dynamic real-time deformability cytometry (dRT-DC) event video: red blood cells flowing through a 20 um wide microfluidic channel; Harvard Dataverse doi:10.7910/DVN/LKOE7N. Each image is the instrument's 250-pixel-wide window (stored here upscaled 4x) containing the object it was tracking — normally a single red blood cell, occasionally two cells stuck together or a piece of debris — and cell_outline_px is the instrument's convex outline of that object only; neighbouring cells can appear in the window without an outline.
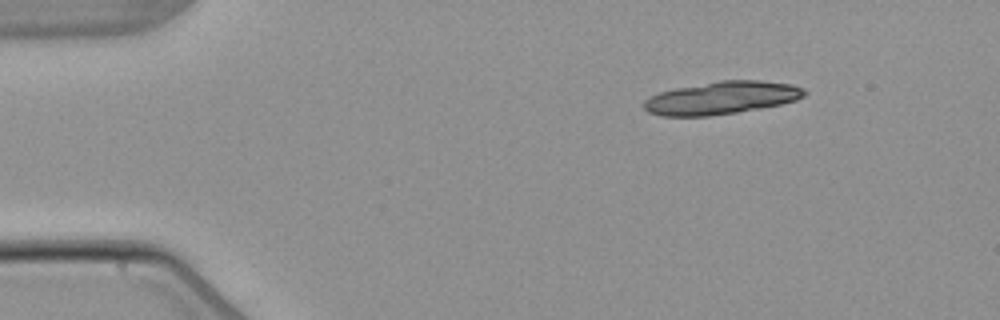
{"species": "common noctule bat (a hibernating species)", "species_latin": "Nyctalus noctula", "temperature_condition": "warm", "stored_images_in_passage": 8, "segment_of_instrument_passage": [1, 2], "camera_frame_rate_fps": 3000, "um_per_image_px": 0.085, "animal": {"sex": "male", "body_mass_g": 21.5, "forearm_length_mm": 52.0}, "frame": {"image": 1, "passage_image": 1, "time_ms": 0.0, "image_size_px": [1000, 320], "cell_outline_px": [[808, 92], [804, 96], [796, 100], [780, 104], [760, 108], [736, 112], [708, 116], [664, 116], [648, 112], [644, 108], [644, 100], [648, 96], [660, 92], [676, 88], [720, 80], [760, 80], [792, 84], [804, 88]], "centroid_in_image_um": [61.34, 8.31], "position_along_channel_um": 23.7, "area_um2": 30.63}}